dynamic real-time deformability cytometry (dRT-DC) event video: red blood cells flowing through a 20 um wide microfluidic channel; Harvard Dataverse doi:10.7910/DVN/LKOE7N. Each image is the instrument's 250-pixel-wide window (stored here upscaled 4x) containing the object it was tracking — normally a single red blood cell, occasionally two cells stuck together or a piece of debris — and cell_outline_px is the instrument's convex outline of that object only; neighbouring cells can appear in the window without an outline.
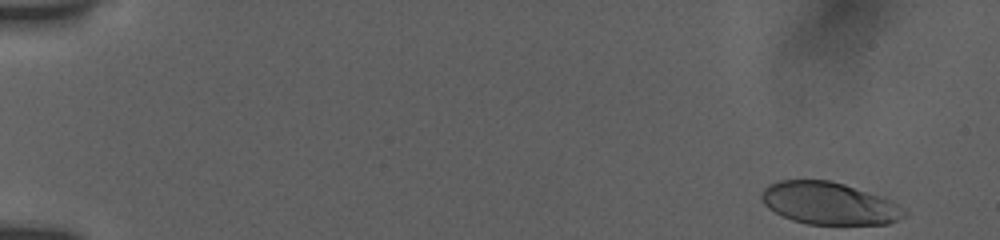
{"species": "human", "species_latin": "Homo sapiens", "temperature_condition": "room temperature", "stored_images_in_passage": 39, "camera_frame_rate_fps": 3000, "um_per_image_px": 0.085, "donor": {"sex": "female"}, "frame": {"image": 1, "passage_image": 1, "time_ms": 0.0, "image_size_px": [1000, 240], "cell_outline_px": [[908, 212], [904, 216], [888, 224], [808, 224], [792, 220], [768, 208], [764, 204], [760, 196], [760, 192], [768, 184], [780, 180], [832, 180], [892, 200], [904, 208]], "centroid_in_image_um": [70.46, 17.28], "position_along_channel_um": 14.5, "area_um2": 35.2}}
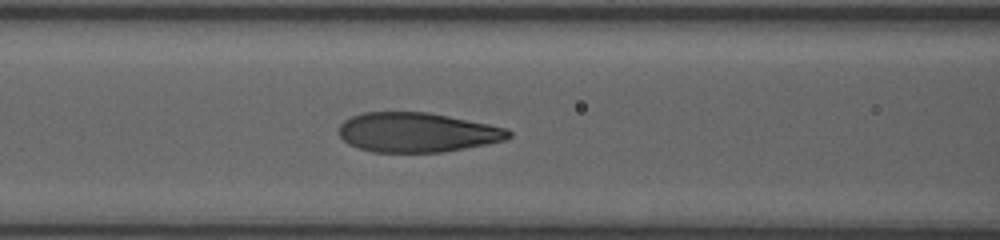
{"frame": {"image": 2, "passage_image": 17, "time_ms": 7.0, "image_size_px": [1000, 240], "cell_outline_px": [[512, 136], [508, 140], [444, 152], [372, 152], [348, 144], [340, 136], [340, 124], [344, 120], [352, 116], [364, 112], [428, 112], [508, 128], [512, 132]], "centroid_in_image_um": [35.49, 11.25], "position_along_channel_um": 131.1, "area_um2": 39.19}}
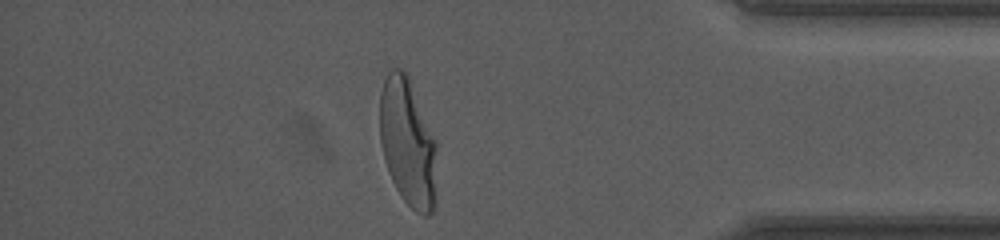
{"frame": {"image": 3, "passage_image": 34, "time_ms": 14.667, "image_size_px": [1000, 240], "cell_outline_px": [[436, 148], [432, 212], [428, 216], [424, 216], [416, 212], [400, 196], [392, 180], [384, 160], [380, 144], [380, 92], [384, 80], [388, 72], [392, 68], [400, 68], [408, 72], [436, 140]], "centroid_in_image_um": [34.63, 12.03], "position_along_channel_um": 400.6, "area_um2": 42.54}, "authors_computed_cell_mechanics": {"area_um2": 39.593, "velocity_mm_per_s": 3.8576, "shape_relaxation_time_tau1_ms": 3.7088, "shape_relaxation_time_tau2_ms": null, "deformation_change_tau1": 0.1779, "deformation_change_tau2": null}}